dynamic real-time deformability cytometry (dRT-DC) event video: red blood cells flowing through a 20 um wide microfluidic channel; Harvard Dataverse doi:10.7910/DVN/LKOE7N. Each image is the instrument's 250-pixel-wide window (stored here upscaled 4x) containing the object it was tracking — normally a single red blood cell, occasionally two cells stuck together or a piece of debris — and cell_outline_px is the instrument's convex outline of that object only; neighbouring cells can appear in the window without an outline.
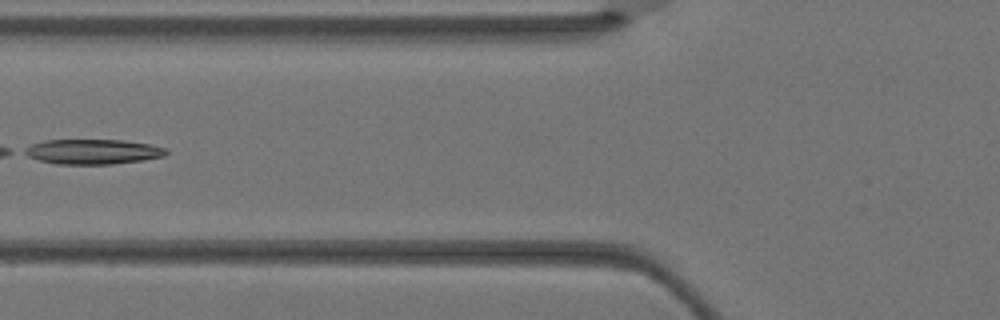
{"species": "Egyptian fruit bat (a non-hibernating species)", "species_latin": "Rousettus aegyptiacus", "temperature_condition": "warm", "stored_images_in_passage": 5, "camera_frame_rate_fps": 3000, "um_per_image_px": 0.085, "animal": {"sex": "female"}, "frame": {"image": 1, "passage_image": 5, "time_ms": 1.333, "image_size_px": [1000, 320], "cell_outline_px": [[168, 152], [164, 156], [144, 160], [112, 164], [56, 164], [40, 160], [28, 156], [20, 152], [24, 148], [32, 144], [44, 140], [124, 140], [148, 144], [168, 148]], "centroid_in_image_um": [7.88, 12.89], "position_along_channel_um": 117.9, "area_um2": 20.69}}